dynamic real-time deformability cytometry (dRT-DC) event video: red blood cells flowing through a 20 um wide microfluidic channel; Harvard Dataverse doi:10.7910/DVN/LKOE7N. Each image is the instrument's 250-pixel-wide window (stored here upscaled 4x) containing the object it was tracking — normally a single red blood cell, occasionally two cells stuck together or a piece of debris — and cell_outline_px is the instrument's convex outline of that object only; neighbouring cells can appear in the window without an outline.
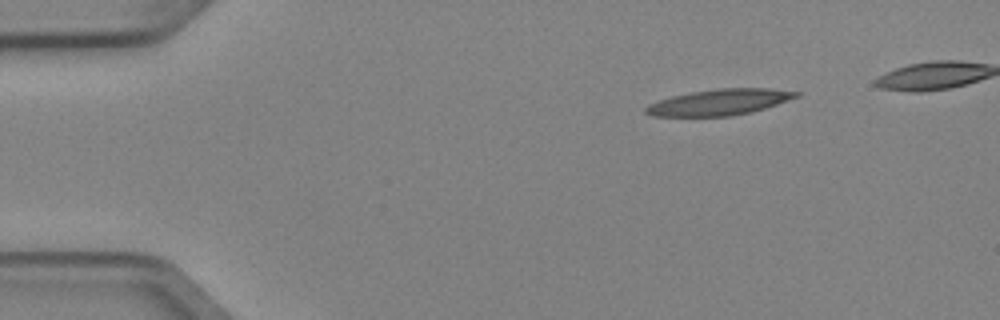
{"species": "Egyptian fruit bat (a non-hibernating species)", "species_latin": "Rousettus aegyptiacus", "temperature_condition": "cold", "stored_images_in_passage": 4, "camera_frame_rate_fps": 3000, "um_per_image_px": 0.085, "animal": {"sex": "female"}, "frame": {"image": 1, "passage_image": 1, "time_ms": 0.0, "image_size_px": [1000, 320], "cell_outline_px": [[800, 96], [752, 112], [732, 116], [652, 116], [644, 112], [644, 108], [648, 104], [672, 96], [688, 92], [716, 88], [768, 88], [800, 92]], "centroid_in_image_um": [61.13, 8.68], "position_along_channel_um": 23.9, "area_um2": 22.83}}